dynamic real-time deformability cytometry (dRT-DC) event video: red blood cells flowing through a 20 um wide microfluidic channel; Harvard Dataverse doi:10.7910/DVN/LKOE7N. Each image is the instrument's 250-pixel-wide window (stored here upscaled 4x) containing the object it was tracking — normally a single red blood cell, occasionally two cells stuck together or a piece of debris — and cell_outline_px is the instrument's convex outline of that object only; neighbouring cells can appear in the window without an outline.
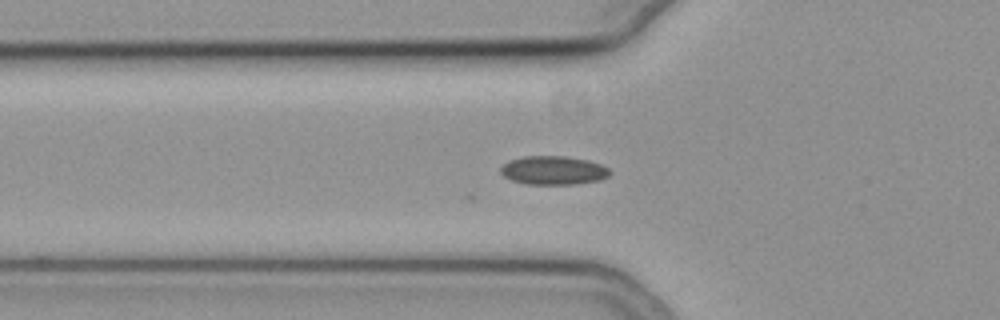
{"species": "common noctule bat (a hibernating species)", "species_latin": "Nyctalus noctula", "temperature_condition": "cold", "stored_images_in_passage": 31, "camera_frame_rate_fps": 3000, "um_per_image_px": 0.085, "animal": {"sex": "female", "body_mass_g": 19.3, "forearm_length_mm": 54.1}, "frame": {"image": 1, "passage_image": 3, "time_ms": 0.667, "image_size_px": [1000, 320], "cell_outline_px": [[612, 172], [608, 176], [600, 180], [576, 184], [528, 184], [512, 180], [504, 176], [500, 172], [500, 168], [508, 160], [524, 156], [564, 156], [588, 160], [600, 164], [608, 168]], "centroid_in_image_um": [47.04, 14.48], "position_along_channel_um": 78.8, "area_um2": 18.26}}
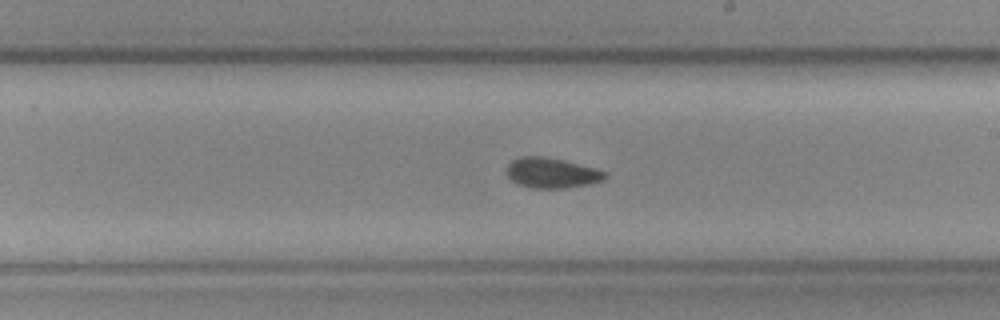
{"frame": {"image": 2, "passage_image": 16, "time_ms": 5.0, "image_size_px": [1000, 320], "cell_outline_px": [[608, 176], [604, 180], [588, 184], [568, 188], [532, 188], [516, 184], [504, 172], [508, 164], [512, 160], [520, 156], [544, 156], [596, 168], [608, 172]], "centroid_in_image_um": [46.88, 14.7], "position_along_channel_um": 242.1, "area_um2": 17.57}}
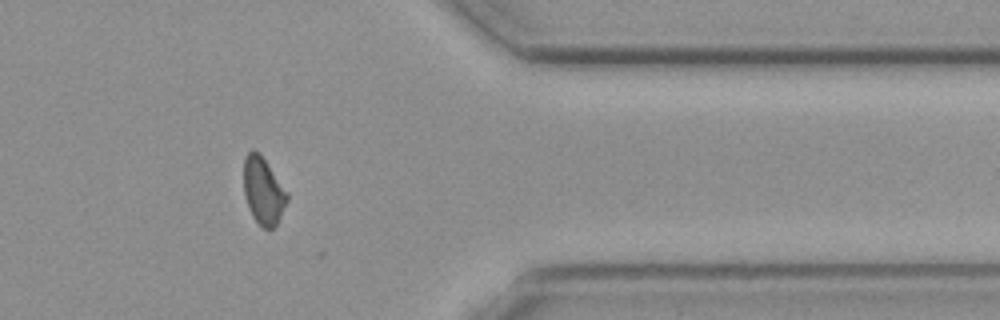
{"frame": {"image": 3, "passage_image": 29, "time_ms": 9.333, "image_size_px": [1000, 320], "cell_outline_px": [[288, 200], [276, 224], [272, 228], [264, 228], [252, 216], [248, 208], [244, 196], [244, 156], [252, 148], [260, 152], [288, 192]], "centroid_in_image_um": [22.36, 16.17], "position_along_channel_um": 389.0, "area_um2": 17.05}, "authors_computed_cell_mechanics": {"area_um2": 17.34, "velocity_mm_per_s": 3.7644, "shape_relaxation_time_tau1_ms": null, "shape_relaxation_time_tau2_ms": 5.5147, "deformation_change_tau1": null, "deformation_change_tau2": 0.0945}}